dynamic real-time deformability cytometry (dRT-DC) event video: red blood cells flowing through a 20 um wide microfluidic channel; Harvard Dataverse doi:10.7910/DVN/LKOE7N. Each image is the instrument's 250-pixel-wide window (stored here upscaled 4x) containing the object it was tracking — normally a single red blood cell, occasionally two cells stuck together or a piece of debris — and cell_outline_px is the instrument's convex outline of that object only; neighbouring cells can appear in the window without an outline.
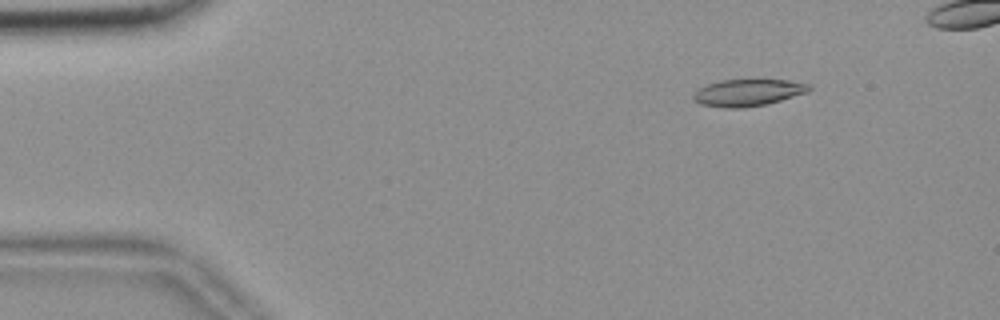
{"species": "common noctule bat (a hibernating species)", "species_latin": "Nyctalus noctula", "temperature_condition": "room temperature", "stored_images_in_passage": 52, "camera_frame_rate_fps": 3000, "um_per_image_px": 0.085, "animal": {"sex": "female", "body_mass_g": 18.4}, "frame": {"image": 1, "passage_image": 7, "time_ms": 2.0, "image_size_px": [1000, 320], "cell_outline_px": [[812, 88], [808, 92], [768, 104], [744, 108], [724, 108], [700, 104], [692, 100], [692, 96], [700, 88], [708, 84], [720, 80], [788, 80], [812, 84]], "centroid_in_image_um": [63.6, 7.88], "position_along_channel_um": 21.4, "area_um2": 18.26}}
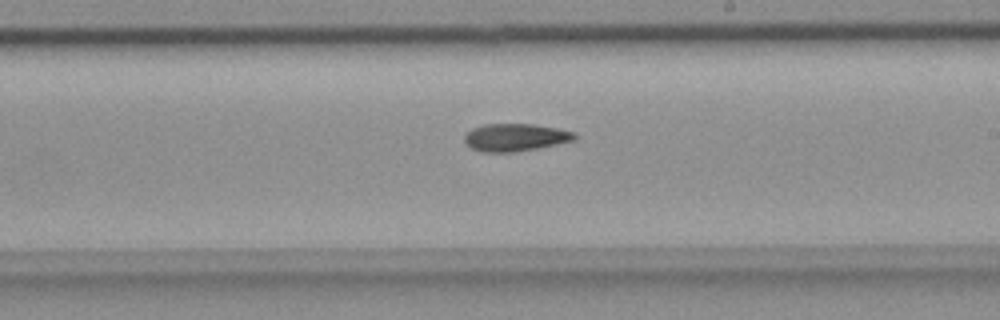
{"frame": {"image": 2, "passage_image": 32, "time_ms": 10.333, "image_size_px": [1000, 320], "cell_outline_px": [[576, 140], [536, 148], [512, 152], [484, 152], [472, 148], [464, 140], [464, 136], [472, 128], [484, 124], [532, 124], [556, 128], [576, 132]], "centroid_in_image_um": [43.81, 11.67], "position_along_channel_um": 245.2, "area_um2": 17.51}}
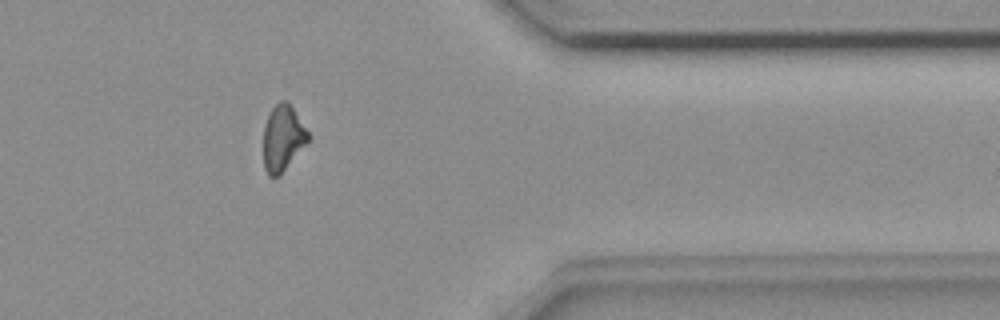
{"frame": {"image": 3, "passage_image": 45, "time_ms": 14.667, "image_size_px": [1000, 320], "cell_outline_px": [[308, 140], [280, 176], [268, 176], [264, 168], [264, 124], [272, 108], [280, 100], [288, 100], [308, 132]], "centroid_in_image_um": [24.01, 11.73], "position_along_channel_um": 387.4, "area_um2": 16.94}}